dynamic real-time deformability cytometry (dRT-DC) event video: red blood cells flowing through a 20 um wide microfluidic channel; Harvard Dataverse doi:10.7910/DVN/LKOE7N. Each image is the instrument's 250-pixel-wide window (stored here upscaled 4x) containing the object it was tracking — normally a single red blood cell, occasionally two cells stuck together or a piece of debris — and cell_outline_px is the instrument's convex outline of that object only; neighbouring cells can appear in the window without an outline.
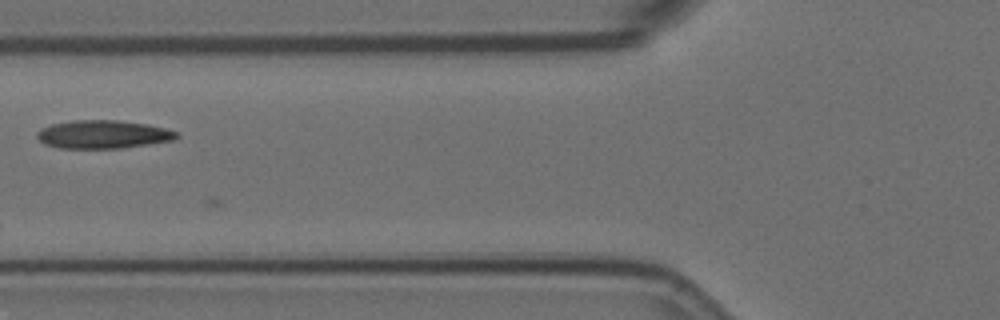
{"species": "Egyptian fruit bat (a non-hibernating species)", "species_latin": "Rousettus aegyptiacus", "temperature_condition": "room temperature", "stored_images_in_passage": 7, "camera_frame_rate_fps": 3000, "um_per_image_px": 0.085, "animal": {"sex": "female"}, "frame": {"image": 1, "passage_image": 7, "time_ms": 2.0, "image_size_px": [1000, 320], "cell_outline_px": [[180, 136], [176, 140], [120, 148], [60, 148], [44, 144], [36, 136], [36, 132], [40, 128], [52, 124], [72, 120], [116, 120], [148, 124], [164, 128], [176, 132]], "centroid_in_image_um": [8.75, 11.42], "position_along_channel_um": 117.1, "area_um2": 23.0}}